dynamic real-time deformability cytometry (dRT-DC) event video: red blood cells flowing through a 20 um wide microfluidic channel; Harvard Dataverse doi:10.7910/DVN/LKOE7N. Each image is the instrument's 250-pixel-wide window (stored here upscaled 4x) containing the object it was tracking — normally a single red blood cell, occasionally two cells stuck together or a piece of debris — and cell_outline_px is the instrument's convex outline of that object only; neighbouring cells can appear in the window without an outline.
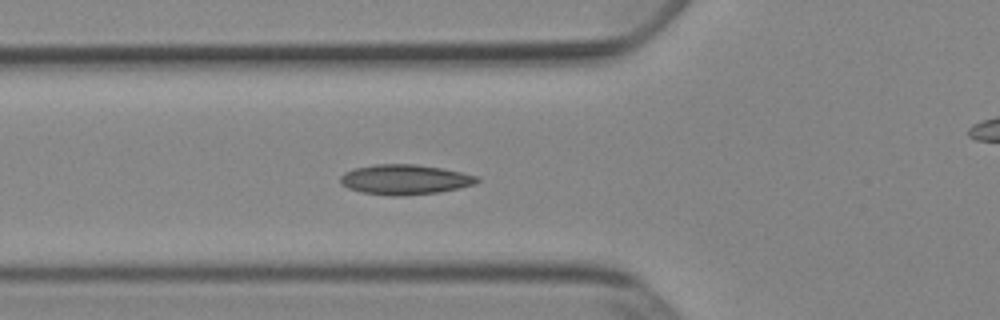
{"species": "Egyptian fruit bat (a non-hibernating species)", "species_latin": "Rousettus aegyptiacus", "temperature_condition": "cold", "stored_images_in_passage": 36, "camera_frame_rate_fps": 3000, "um_per_image_px": 0.085, "animal": {"sex": "female"}, "frame": {"image": 1, "passage_image": 2, "time_ms": 0.333, "image_size_px": [1000, 320], "cell_outline_px": [[480, 180], [476, 184], [460, 188], [440, 192], [400, 196], [392, 196], [360, 192], [348, 188], [340, 184], [340, 176], [344, 172], [356, 168], [376, 164], [416, 164], [440, 168], [480, 176]], "centroid_in_image_um": [34.42, 15.27], "position_along_channel_um": 91.4, "area_um2": 24.04}}
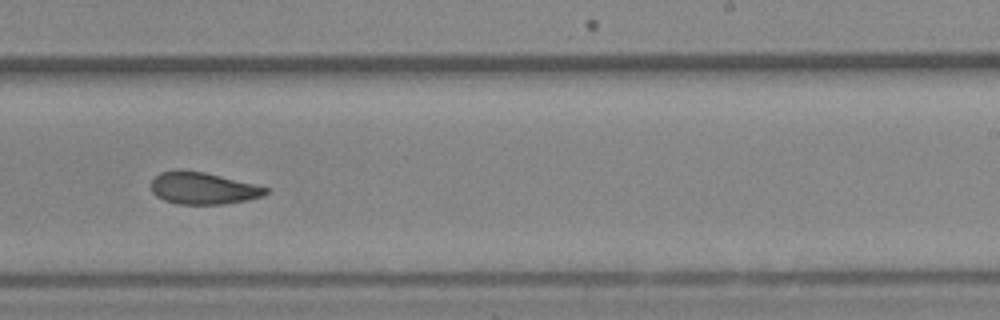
{"frame": {"image": 2, "passage_image": 16, "time_ms": 5.0, "image_size_px": [1000, 320], "cell_outline_px": [[268, 192], [260, 196], [248, 200], [224, 204], [176, 204], [164, 200], [156, 196], [152, 192], [152, 180], [160, 172], [176, 168], [180, 168], [204, 172], [268, 188]], "centroid_in_image_um": [17.18, 15.99], "position_along_channel_um": 271.8, "area_um2": 21.33}}
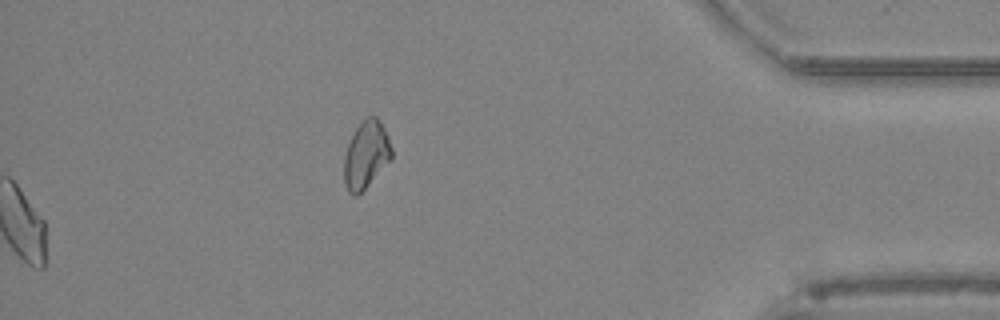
{"frame": {"image": 3, "passage_image": 36, "time_ms": 11.667, "image_size_px": [1000, 320], "cell_outline_px": [[392, 160], [356, 196], [352, 196], [348, 192], [344, 184], [344, 156], [348, 144], [356, 128], [368, 116], [376, 116], [384, 128], [388, 136], [392, 148]], "centroid_in_image_um": [31.12, 13.17], "position_along_channel_um": 404.1, "area_um2": 18.55}}